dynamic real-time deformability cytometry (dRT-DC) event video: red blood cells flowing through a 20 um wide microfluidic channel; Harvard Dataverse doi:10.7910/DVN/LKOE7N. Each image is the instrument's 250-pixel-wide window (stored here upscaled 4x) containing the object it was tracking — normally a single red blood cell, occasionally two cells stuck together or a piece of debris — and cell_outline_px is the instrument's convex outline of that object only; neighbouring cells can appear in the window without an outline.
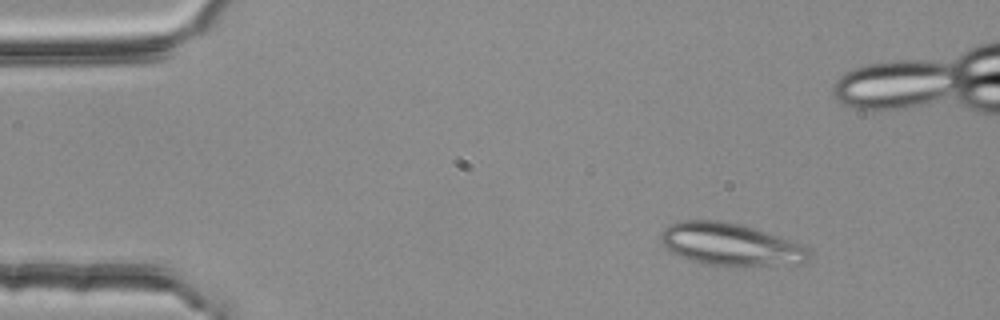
{"species": "common noctule bat (a hibernating species)", "species_latin": "Nyctalus noctula", "temperature_condition": "room temperature", "stored_images_in_passage": 4, "camera_frame_rate_fps": 3000, "um_per_image_px": 0.085, "animal": {"sex": "female", "body_mass_g": 25.1}, "frame": {"image": 1, "passage_image": 2, "time_ms": 0.333, "image_size_px": [1000, 320], "cell_outline_px": [[808, 260], [804, 264], [708, 264], [692, 260], [668, 252], [660, 240], [660, 232], [668, 224], [680, 220], [724, 220], [744, 224], [788, 240], [804, 248], [808, 252]], "centroid_in_image_um": [61.97, 20.72], "position_along_channel_um": 23.0, "area_um2": 35.95}}